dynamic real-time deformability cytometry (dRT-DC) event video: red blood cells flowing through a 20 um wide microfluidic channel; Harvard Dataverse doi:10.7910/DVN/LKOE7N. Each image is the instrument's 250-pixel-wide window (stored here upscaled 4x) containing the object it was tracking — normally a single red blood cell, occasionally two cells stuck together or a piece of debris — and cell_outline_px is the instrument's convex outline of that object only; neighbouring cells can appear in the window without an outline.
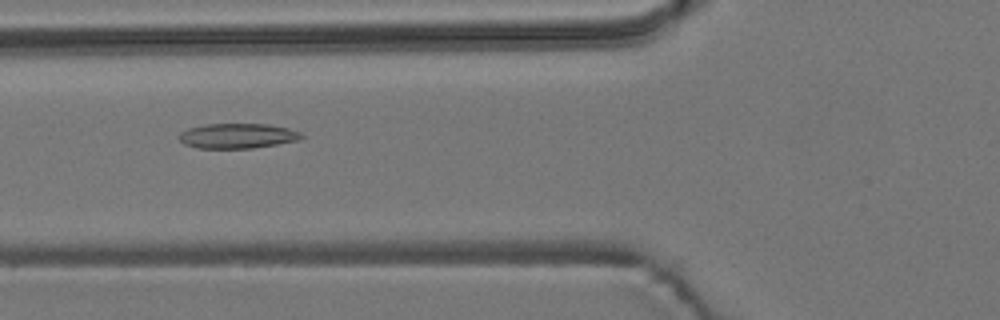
{"species": "common noctule bat (a hibernating species)", "species_latin": "Nyctalus noctula", "temperature_condition": "room temperature", "stored_images_in_passage": 50, "camera_frame_rate_fps": 3000, "um_per_image_px": 0.085, "animal": {"sex": "male", "body_mass_g": 19.2, "forearm_length_mm": 51.8}, "frame": {"image": 1, "passage_image": 17, "time_ms": 5.333, "image_size_px": [1000, 320], "cell_outline_px": [[304, 136], [300, 140], [252, 148], [196, 148], [184, 144], [176, 136], [180, 132], [188, 128], [208, 124], [268, 124], [288, 128], [300, 132]], "centroid_in_image_um": [20.16, 11.55], "position_along_channel_um": 105.6, "area_um2": 17.86}}
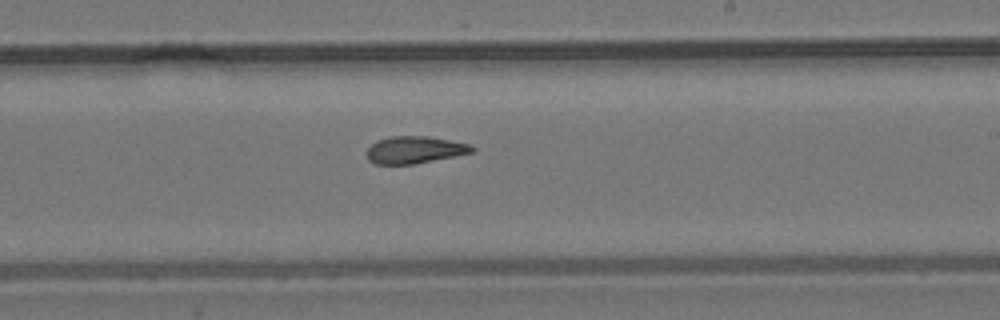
{"frame": {"image": 2, "passage_image": 29, "time_ms": 9.333, "image_size_px": [1000, 320], "cell_outline_px": [[476, 148], [472, 152], [412, 164], [376, 164], [368, 160], [364, 152], [376, 140], [392, 136], [428, 136], [472, 144]], "centroid_in_image_um": [35.21, 12.72], "position_along_channel_um": 253.8, "area_um2": 16.65}}
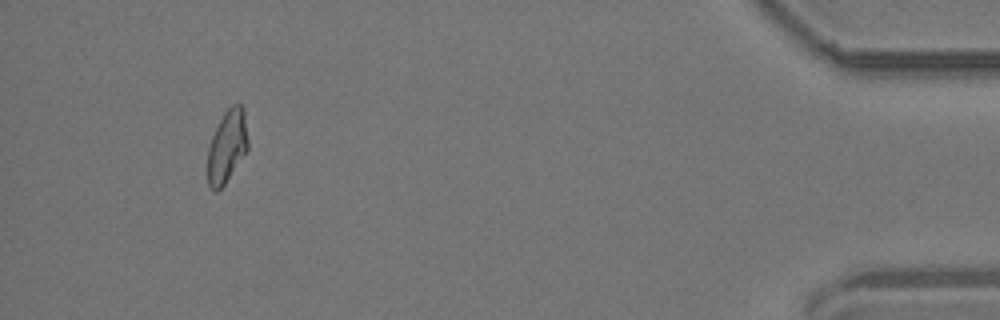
{"frame": {"image": 3, "passage_image": 48, "time_ms": 15.667, "image_size_px": [1000, 320], "cell_outline_px": [[248, 148], [224, 184], [216, 192], [208, 184], [208, 148], [212, 136], [224, 112], [232, 104], [240, 104], [244, 108], [248, 140]], "centroid_in_image_um": [19.3, 12.4], "position_along_channel_um": 415.9, "area_um2": 16.76}}